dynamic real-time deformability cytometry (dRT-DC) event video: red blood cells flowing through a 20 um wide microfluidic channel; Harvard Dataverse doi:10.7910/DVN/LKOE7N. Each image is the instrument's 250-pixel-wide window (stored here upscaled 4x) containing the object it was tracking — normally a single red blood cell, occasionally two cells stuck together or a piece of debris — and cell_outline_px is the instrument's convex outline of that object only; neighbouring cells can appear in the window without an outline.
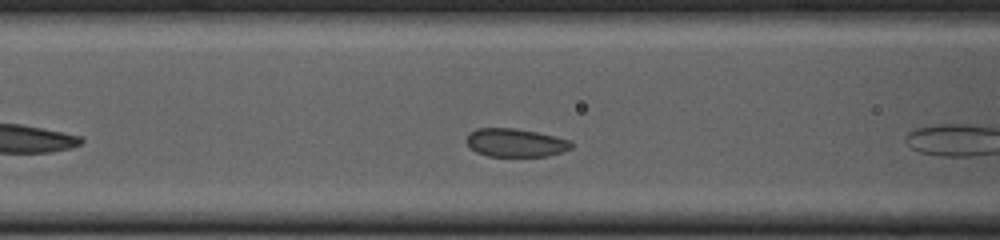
{"species": "common noctule bat (a hibernating species)", "species_latin": "Nyctalus noctula", "temperature_condition": "cold", "stored_images_in_passage": 7, "camera_frame_rate_fps": 3000, "um_per_image_px": 0.085, "animal": {"sex": "female", "body_mass_g": 23.0, "forearm_length_mm": 53.4}, "frame": {"image": 1, "passage_image": 3, "time_ms": 0.667, "image_size_px": [1000, 240], "cell_outline_px": [[572, 148], [548, 156], [488, 156], [476, 152], [464, 140], [468, 132], [476, 128], [512, 128], [536, 132], [572, 140]], "centroid_in_image_um": [43.79, 12.12], "position_along_channel_um": 122.8, "area_um2": 17.34}}